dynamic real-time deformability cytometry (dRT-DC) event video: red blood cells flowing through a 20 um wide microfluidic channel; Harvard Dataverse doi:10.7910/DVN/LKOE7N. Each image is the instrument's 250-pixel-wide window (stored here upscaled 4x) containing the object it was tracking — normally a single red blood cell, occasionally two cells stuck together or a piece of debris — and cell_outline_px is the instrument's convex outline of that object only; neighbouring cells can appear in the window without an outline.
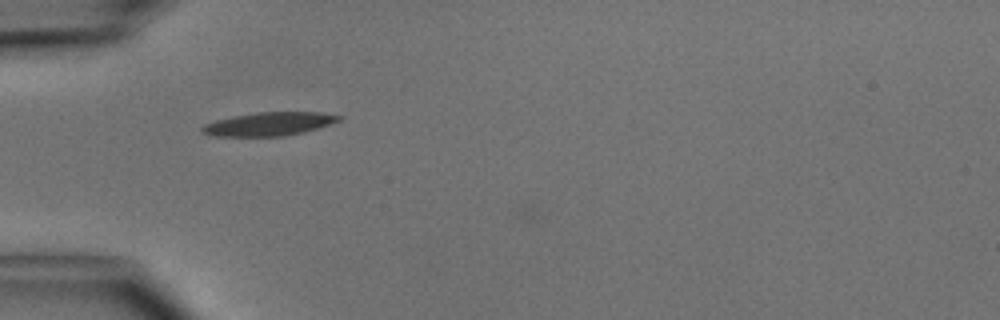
{"species": "common noctule bat (a hibernating species)", "species_latin": "Nyctalus noctula", "temperature_condition": "cold", "stored_images_in_passage": 36, "camera_frame_rate_fps": 3000, "um_per_image_px": 0.085, "animal": {"sex": "male", "body_mass_g": 15.6}, "frame": {"image": 1, "passage_image": 3, "time_ms": 0.667, "image_size_px": [1000, 320], "cell_outline_px": [[344, 116], [340, 120], [304, 132], [280, 136], [216, 136], [200, 132], [200, 128], [204, 124], [216, 120], [232, 116], [256, 112], [320, 112]], "centroid_in_image_um": [22.83, 10.53], "position_along_channel_um": 62.2, "area_um2": 18.61}}
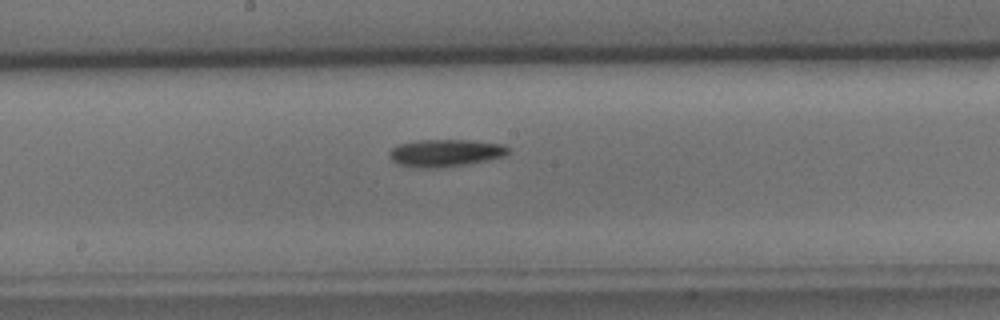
{"frame": {"image": 2, "passage_image": 14, "time_ms": 4.333, "image_size_px": [1000, 320], "cell_outline_px": [[512, 148], [504, 156], [488, 160], [468, 164], [436, 168], [424, 168], [396, 164], [388, 156], [388, 152], [396, 144], [416, 140], [472, 140], [504, 144]], "centroid_in_image_um": [37.85, 12.99], "position_along_channel_um": 210.4, "area_um2": 19.25}}
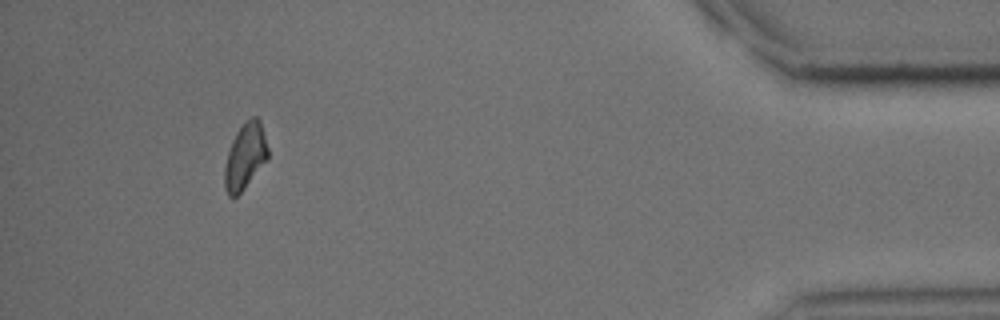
{"frame": {"image": 3, "passage_image": 33, "time_ms": 10.667, "image_size_px": [1000, 320], "cell_outline_px": [[268, 156], [244, 188], [232, 200], [228, 196], [224, 188], [224, 168], [228, 152], [232, 140], [236, 132], [244, 120], [252, 116], [256, 116], [260, 120], [268, 148]], "centroid_in_image_um": [20.8, 13.27], "position_along_channel_um": 414.4, "area_um2": 16.53}, "authors_computed_cell_mechanics": {"area_um2": 17.5423, "velocity_mm_per_s": 4.1177, "shape_relaxation_time_tau1_ms": 6.6884, "shape_relaxation_time_tau2_ms": null, "deformation_change_tau1": 0.1526, "deformation_change_tau2": null}}